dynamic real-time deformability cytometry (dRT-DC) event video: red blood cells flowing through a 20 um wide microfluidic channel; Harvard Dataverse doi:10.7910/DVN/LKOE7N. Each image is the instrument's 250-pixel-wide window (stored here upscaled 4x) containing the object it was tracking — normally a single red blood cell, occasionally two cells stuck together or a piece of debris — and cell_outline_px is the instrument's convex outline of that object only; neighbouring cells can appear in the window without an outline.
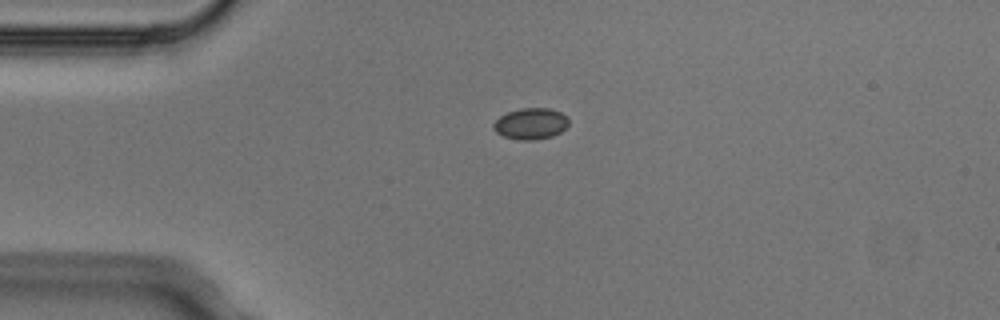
{"species": "Egyptian fruit bat (a non-hibernating species)", "species_latin": "Rousettus aegyptiacus", "temperature_condition": "cold", "stored_images_in_passage": 8, "camera_frame_rate_fps": 3000, "um_per_image_px": 0.085, "animal": {"sex": "male"}, "frame": {"image": 1, "passage_image": 2, "time_ms": 0.333, "image_size_px": [1000, 320], "cell_outline_px": [[568, 124], [560, 132], [552, 136], [532, 140], [520, 140], [504, 136], [496, 132], [492, 128], [492, 124], [500, 116], [508, 112], [520, 108], [548, 108], [560, 112], [568, 116]], "centroid_in_image_um": [45.1, 10.5], "position_along_channel_um": 39.9, "area_um2": 13.64}}
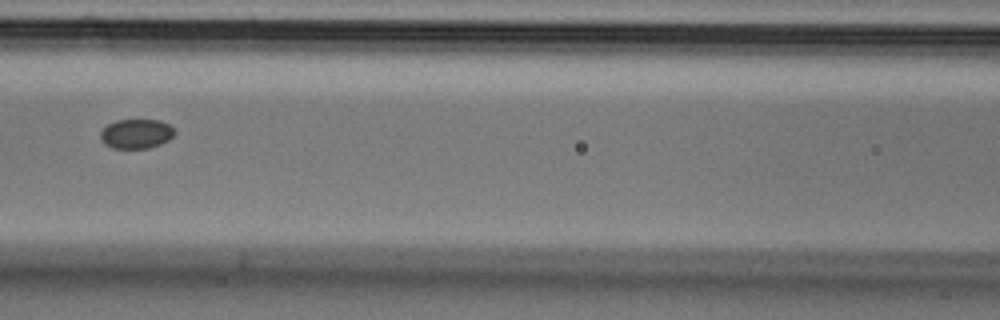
{"frame": {"image": 2, "passage_image": 5, "time_ms": 1.333, "image_size_px": [1000, 320], "cell_outline_px": [[176, 132], [168, 140], [160, 144], [148, 148], [112, 148], [104, 144], [100, 140], [100, 132], [108, 124], [116, 120], [160, 120], [176, 128]], "centroid_in_image_um": [11.58, 11.37], "position_along_channel_um": 155.0, "area_um2": 12.83}}
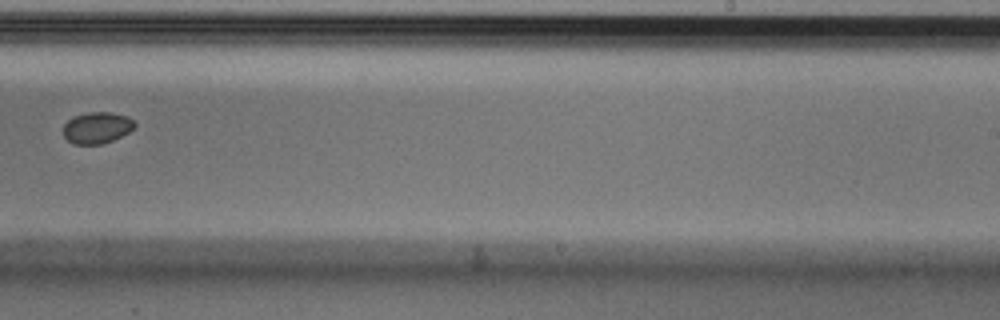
{"frame": {"image": 3, "passage_image": 8, "time_ms": 2.333, "image_size_px": [1000, 320], "cell_outline_px": [[136, 124], [128, 132], [112, 140], [100, 144], [72, 144], [64, 136], [64, 124], [68, 120], [76, 116], [88, 112], [112, 112], [128, 116]], "centroid_in_image_um": [8.23, 10.85], "position_along_channel_um": 280.8, "area_um2": 12.89}}